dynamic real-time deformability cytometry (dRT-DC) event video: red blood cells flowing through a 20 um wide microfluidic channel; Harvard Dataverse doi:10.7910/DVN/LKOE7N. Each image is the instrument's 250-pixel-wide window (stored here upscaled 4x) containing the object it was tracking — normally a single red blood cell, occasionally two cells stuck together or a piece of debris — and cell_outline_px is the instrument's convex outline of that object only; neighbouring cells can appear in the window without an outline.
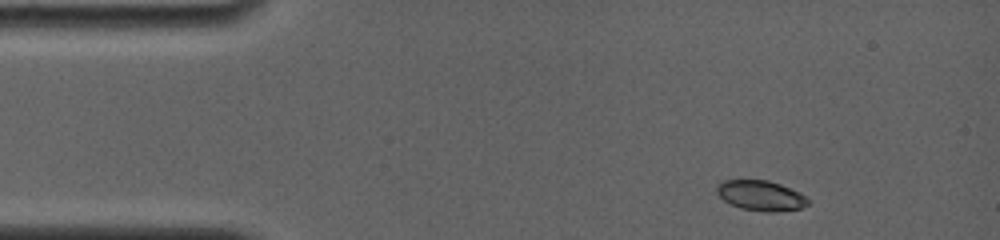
{"species": "common noctule bat (a hibernating species)", "species_latin": "Nyctalus noctula", "temperature_condition": "room temperature", "stored_images_in_passage": 25, "camera_frame_rate_fps": 4000, "um_per_image_px": 0.085, "animal": {"sex": "female", "body_mass_g": 19.0, "forearm_length_mm": 56.7}, "frame": {"image": 1, "passage_image": 1, "time_ms": 0.0, "image_size_px": [1000, 240], "cell_outline_px": [[808, 204], [800, 208], [776, 212], [764, 212], [740, 208], [724, 200], [716, 192], [716, 184], [724, 180], [768, 180], [780, 184], [800, 192], [808, 196]], "centroid_in_image_um": [64.68, 16.62], "position_along_channel_um": 20.3, "area_um2": 16.13}}
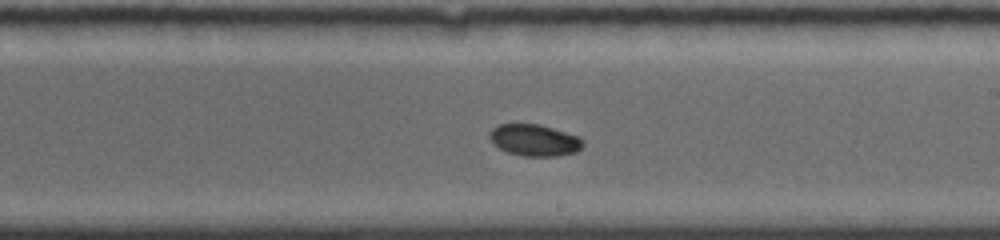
{"frame": {"image": 2, "passage_image": 14, "time_ms": 7.75, "image_size_px": [1000, 240], "cell_outline_px": [[584, 144], [576, 152], [556, 156], [520, 156], [508, 152], [492, 144], [488, 136], [488, 132], [492, 128], [500, 124], [540, 124], [580, 136], [584, 140]], "centroid_in_image_um": [45.42, 11.91], "position_along_channel_um": 243.6, "area_um2": 17.46}}
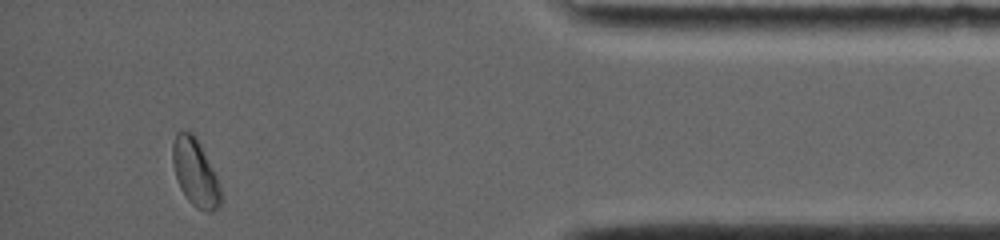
{"frame": {"image": 3, "passage_image": 24, "time_ms": 13.25, "image_size_px": [1000, 240], "cell_outline_px": [[220, 204], [212, 212], [208, 212], [196, 208], [188, 200], [180, 188], [172, 164], [172, 144], [176, 132], [192, 132], [196, 136], [216, 176], [220, 188]], "centroid_in_image_um": [16.57, 14.66], "position_along_channel_um": 418.6, "area_um2": 18.61}, "authors_computed_cell_mechanics": {"area_um2": 17.5712, "velocity_mm_per_s": 3.8028, "shape_relaxation_time_tau1_ms": 1.9973, "shape_relaxation_time_tau2_ms": null, "deformation_change_tau1": 0.114, "deformation_change_tau2": null}}